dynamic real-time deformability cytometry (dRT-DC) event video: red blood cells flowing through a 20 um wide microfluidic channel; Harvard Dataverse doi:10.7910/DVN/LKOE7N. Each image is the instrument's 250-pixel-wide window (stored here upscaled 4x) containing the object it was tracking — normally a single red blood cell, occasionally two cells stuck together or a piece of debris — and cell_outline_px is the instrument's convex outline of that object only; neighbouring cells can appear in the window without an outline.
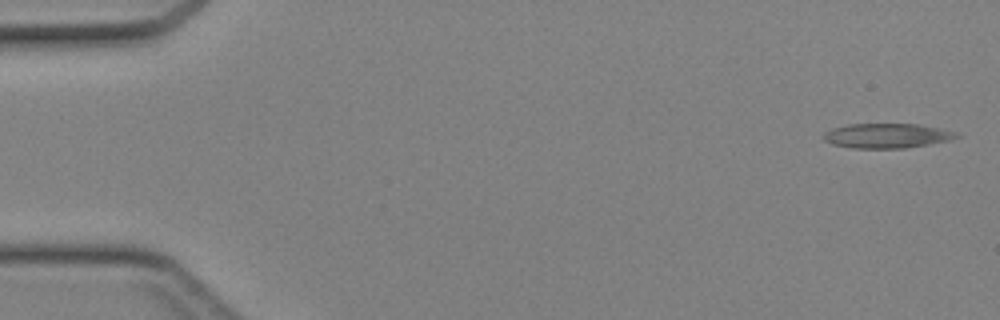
{"species": "Egyptian fruit bat (a non-hibernating species)", "species_latin": "Rousettus aegyptiacus", "temperature_condition": "cold", "stored_images_in_passage": 7, "camera_frame_rate_fps": 3000, "um_per_image_px": 0.085, "animal": {"sex": "female"}, "frame": {"image": 1, "passage_image": 1, "time_ms": 0.0, "image_size_px": [1000, 320], "cell_outline_px": [[960, 136], [948, 140], [904, 148], [852, 148], [832, 144], [824, 140], [824, 132], [832, 128], [848, 124], [916, 124], [956, 132]], "centroid_in_image_um": [75.32, 11.53], "position_along_channel_um": 9.7, "area_um2": 18.79}}